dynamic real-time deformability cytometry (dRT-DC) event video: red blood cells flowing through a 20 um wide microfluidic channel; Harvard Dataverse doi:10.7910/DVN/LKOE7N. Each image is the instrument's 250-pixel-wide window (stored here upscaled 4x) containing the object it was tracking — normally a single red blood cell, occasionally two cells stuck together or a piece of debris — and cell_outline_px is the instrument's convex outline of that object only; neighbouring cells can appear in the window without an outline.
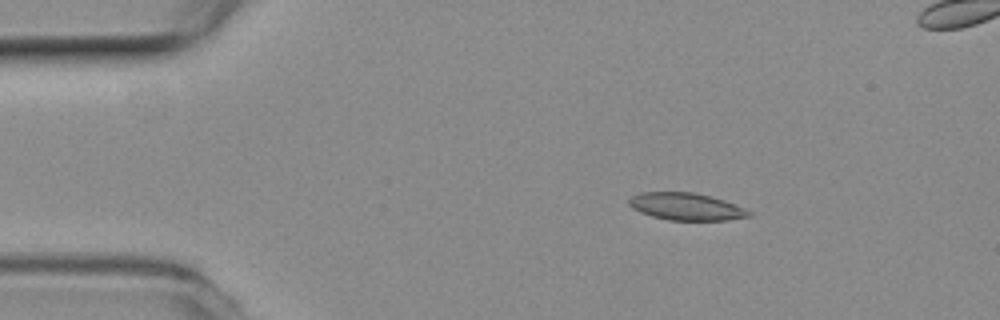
{"species": "common noctule bat (a hibernating species)", "species_latin": "Nyctalus noctula", "temperature_condition": "room temperature", "stored_images_in_passage": 5, "camera_frame_rate_fps": 3000, "um_per_image_px": 0.085, "animal": {"sex": "female", "body_mass_g": 19.3, "forearm_length_mm": 54.1}, "frame": {"image": 1, "passage_image": 2, "time_ms": 0.333, "image_size_px": [1000, 320], "cell_outline_px": [[752, 216], [728, 220], [668, 220], [652, 216], [640, 212], [632, 208], [628, 204], [628, 200], [632, 196], [640, 192], [692, 192], [724, 200], [744, 208], [752, 212]], "centroid_in_image_um": [58.31, 17.56], "position_along_channel_um": 26.7, "area_um2": 19.02}}